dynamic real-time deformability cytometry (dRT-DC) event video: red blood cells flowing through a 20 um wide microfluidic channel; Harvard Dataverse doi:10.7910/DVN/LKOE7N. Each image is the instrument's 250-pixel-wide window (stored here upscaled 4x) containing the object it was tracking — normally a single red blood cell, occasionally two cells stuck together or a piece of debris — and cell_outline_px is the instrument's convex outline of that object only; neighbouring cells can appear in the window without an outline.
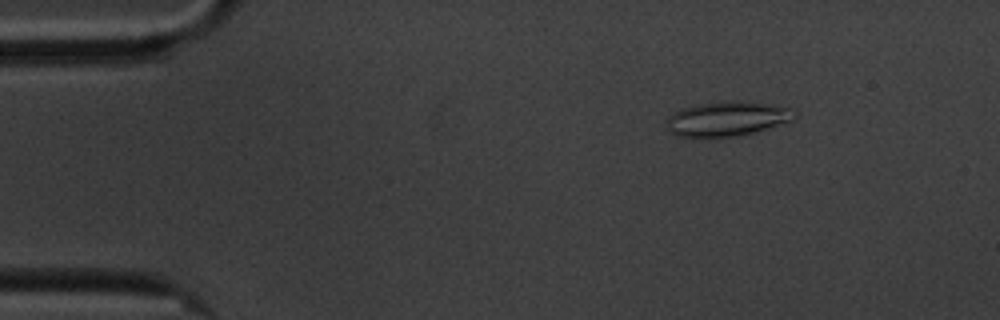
{"species": "common noctule bat (a hibernating species)", "species_latin": "Nyctalus noctula", "temperature_condition": "cold", "stored_images_in_passage": 56, "segment_of_instrument_passage": [1, 2], "camera_frame_rate_fps": 3000, "um_per_image_px": 0.085, "animal": {"sex": "male", "body_mass_g": 20.1, "forearm_length_mm": 53.5}, "frame": {"image": 1, "passage_image": 4, "time_ms": 1.0, "image_size_px": [1000, 320], "cell_outline_px": [[796, 116], [792, 120], [756, 132], [736, 136], [708, 140], [676, 136], [668, 132], [668, 120], [672, 112], [680, 108], [700, 104], [740, 100], [792, 108]], "centroid_in_image_um": [61.74, 10.14], "position_along_channel_um": 23.3, "area_um2": 26.3}}
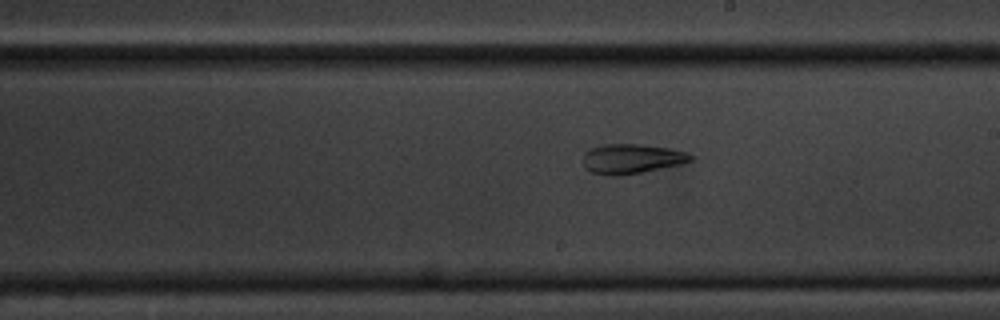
{"frame": {"image": 2, "passage_image": 29, "time_ms": 9.333, "image_size_px": [1000, 320], "cell_outline_px": [[692, 160], [680, 164], [620, 176], [612, 176], [592, 172], [584, 168], [584, 152], [592, 148], [604, 144], [640, 144], [668, 148], [684, 152], [692, 156]], "centroid_in_image_um": [53.64, 13.5], "position_along_channel_um": 235.4, "area_um2": 18.32}}
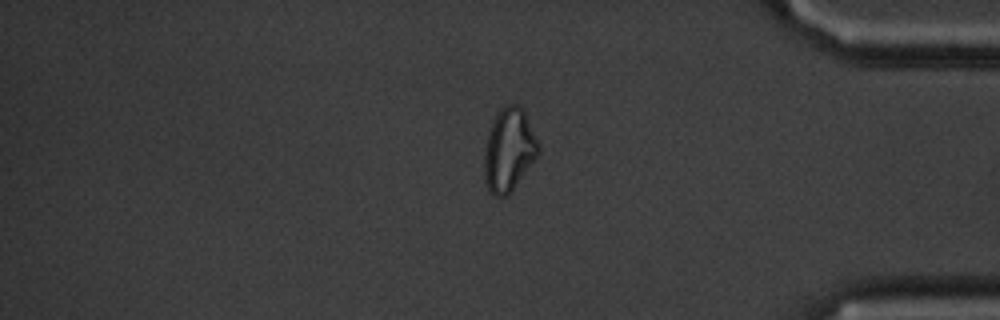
{"frame": {"image": 3, "passage_image": 45, "time_ms": 14.667, "image_size_px": [1000, 320], "cell_outline_px": [[540, 152], [508, 196], [492, 196], [484, 180], [484, 156], [488, 136], [492, 124], [500, 108], [508, 104], [516, 104], [524, 112], [540, 144]], "centroid_in_image_um": [43.26, 12.78], "position_along_channel_um": 391.9, "area_um2": 25.89}}